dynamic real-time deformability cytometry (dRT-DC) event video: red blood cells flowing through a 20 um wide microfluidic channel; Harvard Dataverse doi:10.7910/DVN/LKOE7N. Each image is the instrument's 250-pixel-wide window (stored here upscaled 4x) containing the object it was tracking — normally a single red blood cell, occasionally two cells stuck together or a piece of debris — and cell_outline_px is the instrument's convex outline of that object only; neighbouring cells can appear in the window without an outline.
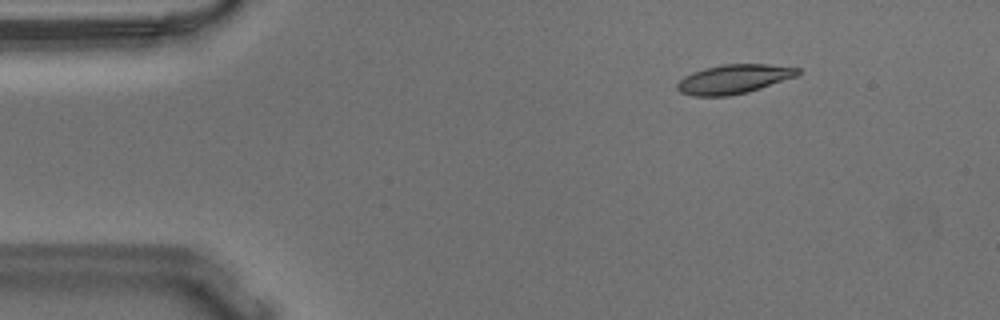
{"species": "Egyptian fruit bat (a non-hibernating species)", "species_latin": "Rousettus aegyptiacus", "temperature_condition": "warm", "stored_images_in_passage": 5, "camera_frame_rate_fps": 3000, "um_per_image_px": 0.085, "animal": {"sex": "male"}, "frame": {"image": 1, "passage_image": 3, "time_ms": 0.667, "image_size_px": [1000, 320], "cell_outline_px": [[800, 72], [796, 76], [748, 92], [728, 96], [692, 96], [680, 92], [676, 88], [676, 84], [684, 76], [692, 72], [704, 68], [724, 64], [768, 64], [800, 68]], "centroid_in_image_um": [62.34, 6.72], "position_along_channel_um": 22.7, "area_um2": 20.46}}